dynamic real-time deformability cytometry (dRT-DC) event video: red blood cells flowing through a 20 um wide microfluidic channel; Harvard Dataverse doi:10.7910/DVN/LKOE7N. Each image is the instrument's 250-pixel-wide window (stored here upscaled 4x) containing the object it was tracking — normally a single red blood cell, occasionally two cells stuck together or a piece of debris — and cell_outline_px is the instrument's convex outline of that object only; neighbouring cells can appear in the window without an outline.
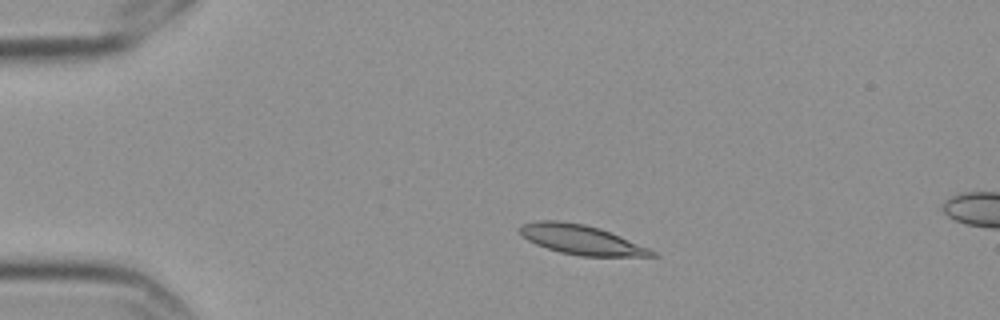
{"species": "Egyptian fruit bat (a non-hibernating species)", "species_latin": "Rousettus aegyptiacus", "temperature_condition": "cold", "stored_images_in_passage": 5, "camera_frame_rate_fps": 3000, "um_per_image_px": 0.085, "frame": {"image": 1, "passage_image": 3, "time_ms": 0.667, "image_size_px": [1000, 320], "cell_outline_px": [[660, 256], [580, 256], [560, 252], [536, 244], [528, 240], [516, 228], [520, 224], [540, 220], [560, 220], [584, 224], [600, 228], [620, 236], [648, 248], [656, 252]], "centroid_in_image_um": [49.37, 20.36], "position_along_channel_um": 35.6, "area_um2": 22.66}}